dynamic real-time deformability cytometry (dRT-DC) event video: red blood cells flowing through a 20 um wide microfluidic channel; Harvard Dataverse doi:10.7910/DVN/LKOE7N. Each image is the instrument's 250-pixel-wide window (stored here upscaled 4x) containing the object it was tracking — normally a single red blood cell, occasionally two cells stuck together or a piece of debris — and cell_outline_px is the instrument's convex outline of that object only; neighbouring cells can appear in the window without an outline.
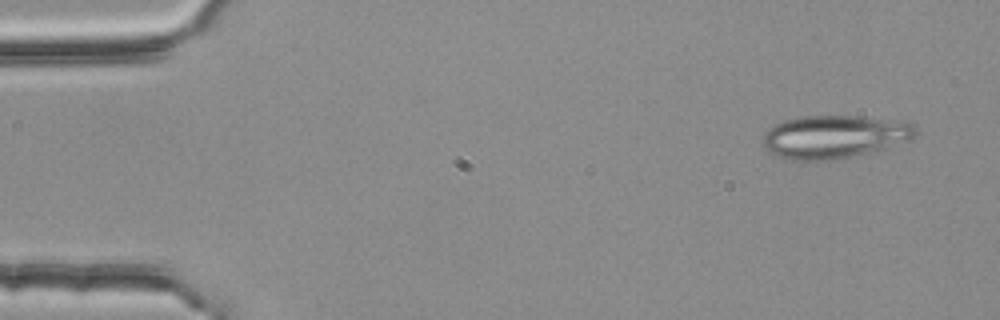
{"species": "common noctule bat (a hibernating species)", "species_latin": "Nyctalus noctula", "temperature_condition": "room temperature", "stored_images_in_passage": 51, "camera_frame_rate_fps": 3000, "um_per_image_px": 0.085, "animal": {"sex": "female", "body_mass_g": 25.1}, "frame": {"image": 1, "passage_image": 1, "time_ms": 0.0, "image_size_px": [1000, 320], "cell_outline_px": [[916, 136], [912, 140], [848, 156], [824, 160], [788, 160], [772, 152], [764, 144], [764, 132], [776, 124], [784, 120], [804, 116], [856, 116], [912, 124], [916, 128]], "centroid_in_image_um": [70.88, 11.61], "position_along_channel_um": 14.1, "area_um2": 37.05}}
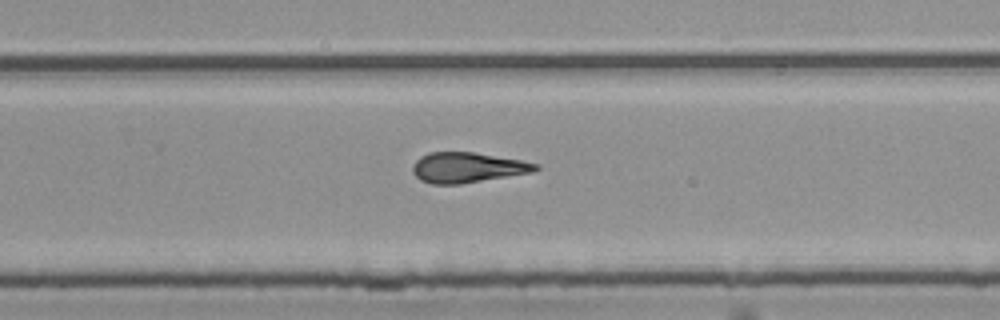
{"frame": {"image": 2, "passage_image": 32, "time_ms": 10.333, "image_size_px": [1000, 320], "cell_outline_px": [[540, 168], [532, 172], [460, 184], [432, 184], [420, 180], [412, 172], [412, 168], [416, 160], [420, 156], [428, 152], [472, 152], [520, 160], [540, 164]], "centroid_in_image_um": [39.7, 14.24], "position_along_channel_um": 290.1, "area_um2": 21.56}}
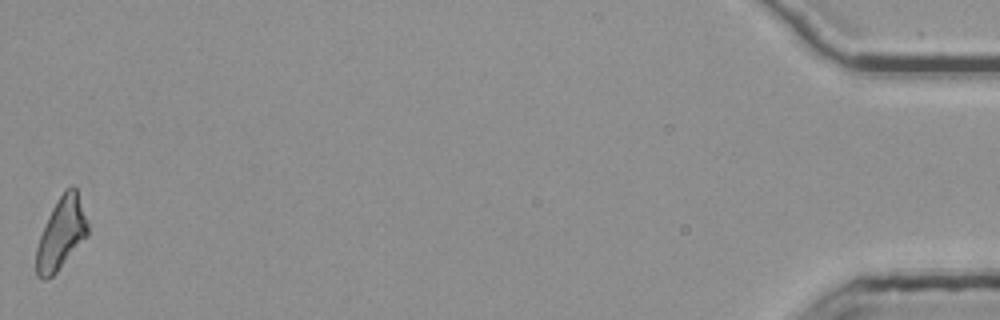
{"frame": {"image": 3, "passage_image": 51, "time_ms": 16.667, "image_size_px": [1000, 320], "cell_outline_px": [[88, 236], [56, 272], [48, 280], [44, 280], [36, 276], [36, 248], [40, 236], [48, 216], [52, 208], [64, 188], [72, 184], [76, 188], [88, 220]], "centroid_in_image_um": [5.21, 19.83], "position_along_channel_um": 430.0, "area_um2": 21.68}, "authors_computed_cell_mechanics": {"area_um2": 21.9062, "velocity_mm_per_s": 3.7981, "shape_relaxation_time_tau1_ms": null, "shape_relaxation_time_tau2_ms": 4.5004, "deformation_change_tau1": null, "deformation_change_tau2": 0.17}}